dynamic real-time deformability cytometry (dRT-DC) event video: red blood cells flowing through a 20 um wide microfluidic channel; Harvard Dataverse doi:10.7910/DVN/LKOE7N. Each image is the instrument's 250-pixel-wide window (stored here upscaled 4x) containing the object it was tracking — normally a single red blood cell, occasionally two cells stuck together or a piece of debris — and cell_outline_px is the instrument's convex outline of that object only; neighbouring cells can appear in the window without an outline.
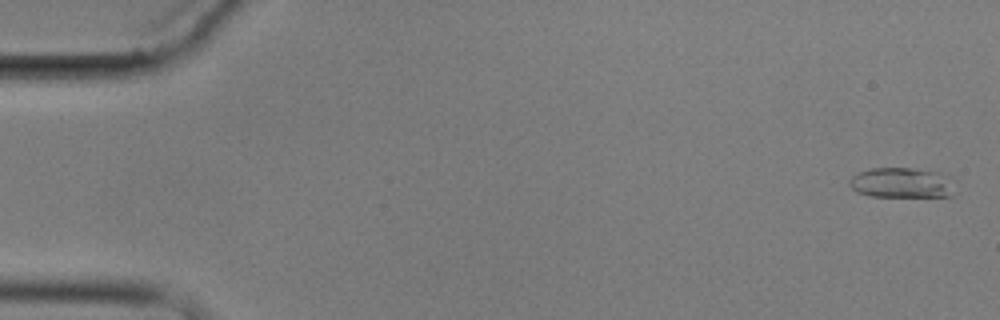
{"species": "common noctule bat (a hibernating species)", "species_latin": "Nyctalus noctula", "temperature_condition": "cold", "stored_images_in_passage": 4, "camera_frame_rate_fps": 3000, "um_per_image_px": 0.085, "animal": {"sex": "male", "body_mass_g": 17.9}, "frame": {"image": 1, "passage_image": 1, "time_ms": 0.0, "image_size_px": [1000, 320], "cell_outline_px": [[956, 192], [952, 196], [872, 196], [856, 192], [848, 184], [848, 180], [856, 172], [872, 168], [908, 168], [940, 172], [948, 176]], "centroid_in_image_um": [76.62, 15.53], "position_along_channel_um": 8.4, "area_um2": 18.67}}
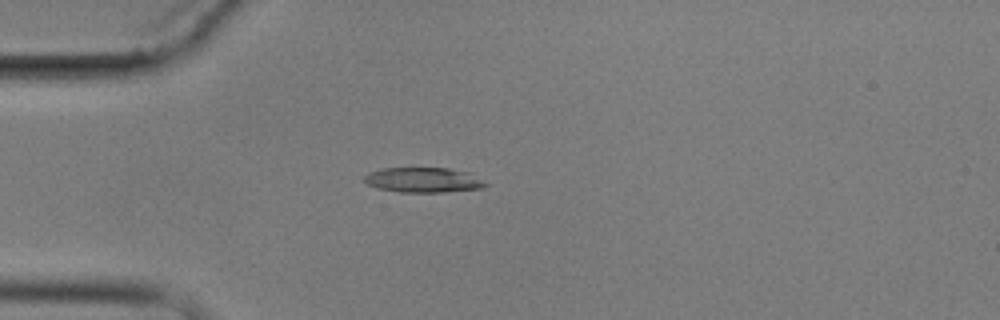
{"frame": {"image": 2, "passage_image": 4, "time_ms": 4.667, "image_size_px": [1000, 320], "cell_outline_px": [[488, 184], [484, 188], [444, 192], [400, 192], [376, 188], [368, 184], [364, 180], [364, 176], [368, 172], [384, 168], [448, 168], [468, 172]], "centroid_in_image_um": [35.96, 15.3], "position_along_channel_um": 49.0, "area_um2": 17.63}}